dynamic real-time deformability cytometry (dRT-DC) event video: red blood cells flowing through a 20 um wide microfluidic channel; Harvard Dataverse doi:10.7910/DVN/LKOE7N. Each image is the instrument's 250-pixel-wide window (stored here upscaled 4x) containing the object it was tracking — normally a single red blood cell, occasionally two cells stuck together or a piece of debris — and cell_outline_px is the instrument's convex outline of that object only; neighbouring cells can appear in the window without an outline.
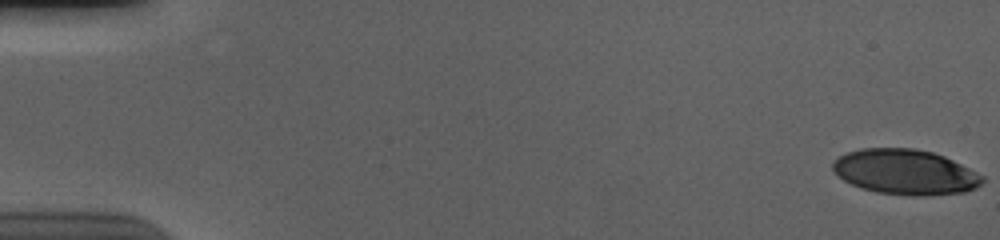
{"species": "human", "species_latin": "Homo sapiens", "temperature_condition": "cold", "stored_images_in_passage": 57, "camera_frame_rate_fps": 3000, "um_per_image_px": 0.085, "donor": {"sex": "male"}, "frame": {"image": 1, "passage_image": 1, "time_ms": 0.0, "image_size_px": [1000, 240], "cell_outline_px": [[984, 180], [976, 188], [964, 192], [924, 196], [920, 196], [876, 192], [852, 184], [844, 180], [832, 168], [832, 164], [840, 156], [848, 152], [860, 148], [916, 148], [932, 152], [944, 156], [984, 176]], "centroid_in_image_um": [76.97, 14.61], "position_along_channel_um": 8.0, "area_um2": 39.02}}
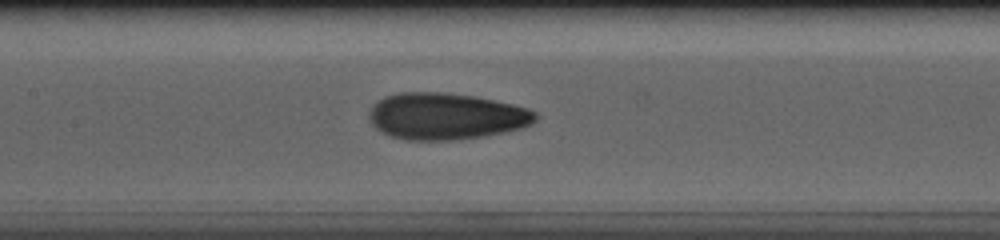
{"frame": {"image": 2, "passage_image": 28, "time_ms": 9.0, "image_size_px": [1000, 240], "cell_outline_px": [[540, 116], [532, 124], [520, 128], [504, 132], [484, 136], [456, 140], [408, 140], [392, 136], [376, 128], [372, 124], [368, 116], [368, 112], [384, 96], [400, 92], [444, 92], [472, 96], [512, 104], [528, 108], [536, 112]], "centroid_in_image_um": [37.93, 9.88], "position_along_channel_um": 169.5, "area_um2": 45.08}}
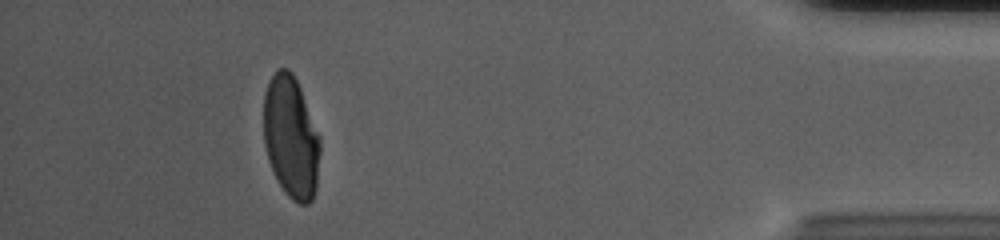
{"frame": {"image": 3, "passage_image": 52, "time_ms": 17.0, "image_size_px": [1000, 240], "cell_outline_px": [[320, 152], [316, 188], [312, 200], [308, 204], [300, 204], [292, 200], [284, 192], [276, 180], [272, 172], [268, 160], [264, 144], [264, 92], [272, 76], [280, 68], [288, 68], [292, 72], [300, 88], [320, 136]], "centroid_in_image_um": [24.73, 11.7], "position_along_channel_um": 410.5, "area_um2": 40.4}, "authors_computed_cell_mechanics": {"area_um2": 42.772, "velocity_mm_per_s": 3.6864, "shape_relaxation_time_tau1_ms": 5.6334, "shape_relaxation_time_tau2_ms": 1.417, "deformation_change_tau1": 0.214, "deformation_change_tau2": 0.0636}}